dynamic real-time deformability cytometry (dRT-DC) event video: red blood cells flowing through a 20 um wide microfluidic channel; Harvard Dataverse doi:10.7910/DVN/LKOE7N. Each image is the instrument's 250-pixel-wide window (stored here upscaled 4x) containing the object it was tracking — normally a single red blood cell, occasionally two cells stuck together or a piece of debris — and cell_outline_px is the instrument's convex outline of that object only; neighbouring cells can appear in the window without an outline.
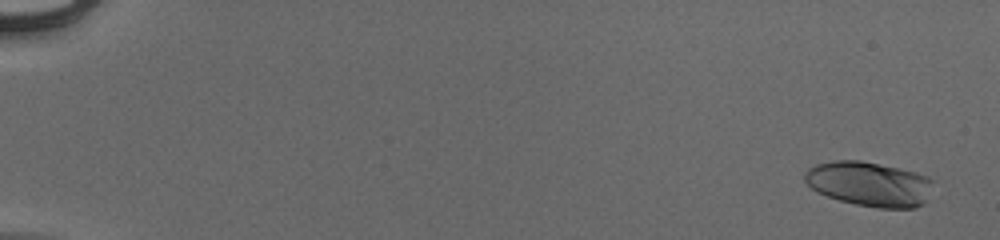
{"species": "human", "species_latin": "Homo sapiens", "temperature_condition": "cold", "stored_images_in_passage": 55, "camera_frame_rate_fps": 3000, "um_per_image_px": 0.085, "donor": {"sex": "male"}, "frame": {"image": 1, "passage_image": 3, "time_ms": 0.667, "image_size_px": [1000, 240], "cell_outline_px": [[932, 180], [924, 204], [916, 208], [876, 208], [856, 204], [840, 200], [816, 192], [804, 180], [804, 172], [808, 168], [816, 164], [832, 160], [860, 160], [900, 168], [916, 172], [928, 176]], "centroid_in_image_um": [73.86, 15.63], "position_along_channel_um": 11.1, "area_um2": 33.47}}
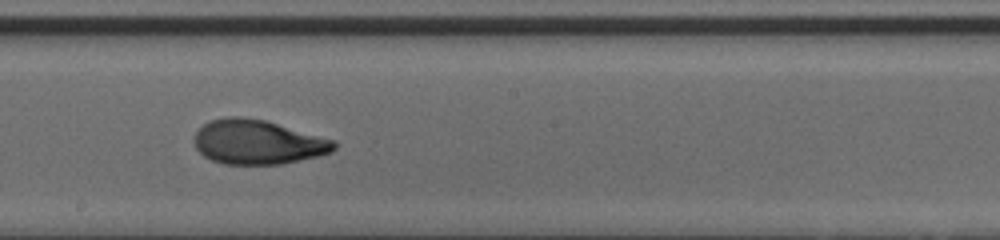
{"frame": {"image": 2, "passage_image": 34, "time_ms": 11.0, "image_size_px": [1000, 240], "cell_outline_px": [[336, 148], [332, 152], [284, 164], [224, 164], [212, 160], [204, 156], [196, 148], [192, 140], [196, 132], [204, 124], [212, 120], [224, 116], [240, 116], [268, 120], [336, 140]], "centroid_in_image_um": [21.92, 12.06], "position_along_channel_um": 226.3, "area_um2": 36.59}}
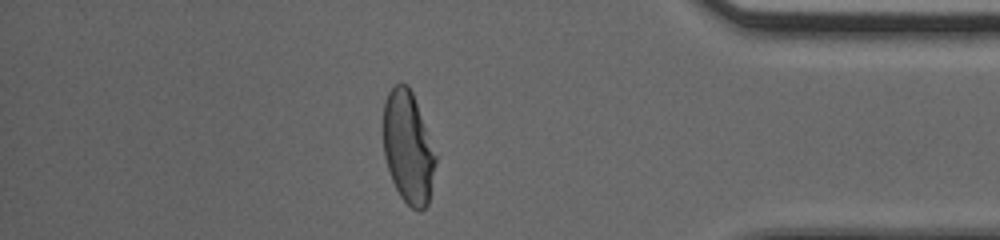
{"frame": {"image": 3, "passage_image": 49, "time_ms": 16.0, "image_size_px": [1000, 240], "cell_outline_px": [[436, 160], [428, 204], [420, 212], [412, 208], [400, 196], [392, 180], [384, 156], [384, 100], [388, 92], [400, 80], [408, 84], [412, 92], [436, 156]], "centroid_in_image_um": [34.67, 12.52], "position_along_channel_um": 400.5, "area_um2": 33.76}, "authors_computed_cell_mechanics": {"area_um2": 34.7378, "velocity_mm_per_s": 3.9526, "shape_relaxation_time_tau1_ms": 4.2584, "shape_relaxation_time_tau2_ms": 1.574, "deformation_change_tau1": 0.241, "deformation_change_tau2": 0.0623}}